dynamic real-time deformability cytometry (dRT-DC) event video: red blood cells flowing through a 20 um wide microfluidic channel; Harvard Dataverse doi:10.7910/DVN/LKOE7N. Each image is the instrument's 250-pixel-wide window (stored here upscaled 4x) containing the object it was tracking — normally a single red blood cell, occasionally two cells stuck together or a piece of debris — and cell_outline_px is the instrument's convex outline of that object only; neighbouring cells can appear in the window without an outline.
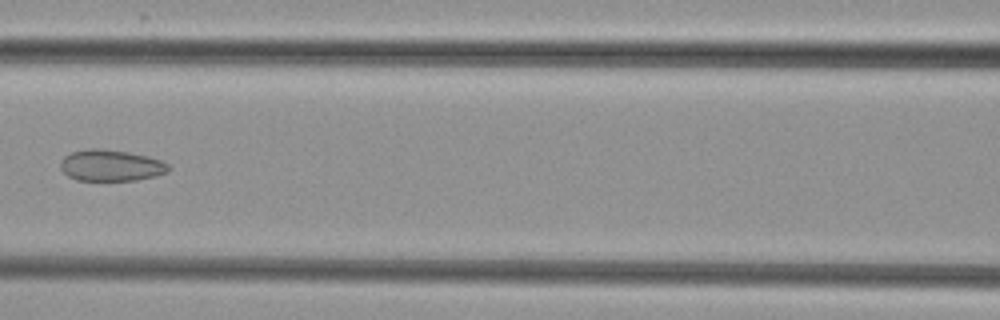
{"species": "common noctule bat (a hibernating species)", "species_latin": "Nyctalus noctula", "temperature_condition": "cold", "stored_images_in_passage": 4, "camera_frame_rate_fps": 3000, "um_per_image_px": 0.085, "animal": {"sex": "female", "body_mass_g": 29.2, "forearm_length_mm": 56.3}, "frame": {"image": 1, "passage_image": 4, "time_ms": 3.667, "image_size_px": [1000, 320], "cell_outline_px": [[168, 172], [156, 176], [136, 180], [76, 180], [68, 176], [60, 168], [60, 160], [64, 156], [72, 152], [88, 148], [100, 148], [128, 152], [148, 156], [160, 160], [168, 164]], "centroid_in_image_um": [9.4, 14.06], "position_along_channel_um": 157.2, "area_um2": 19.77}}